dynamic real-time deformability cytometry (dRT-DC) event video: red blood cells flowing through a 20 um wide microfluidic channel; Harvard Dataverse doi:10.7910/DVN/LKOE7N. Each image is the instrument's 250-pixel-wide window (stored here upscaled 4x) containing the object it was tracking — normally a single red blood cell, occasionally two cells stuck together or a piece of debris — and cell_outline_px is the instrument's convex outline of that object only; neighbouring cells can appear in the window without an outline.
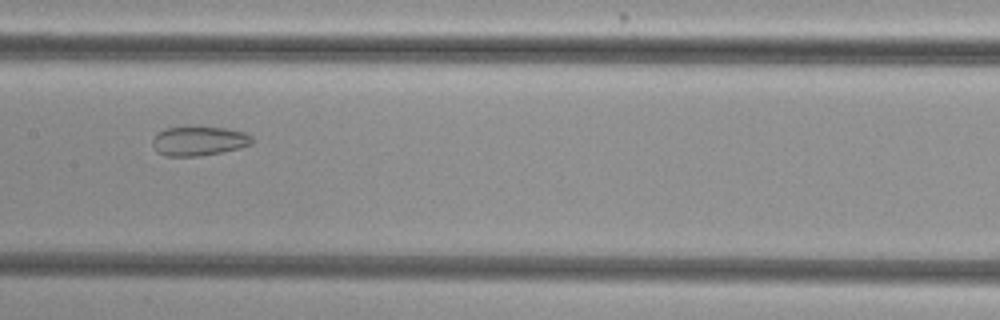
{"species": "common noctule bat (a hibernating species)", "species_latin": "Nyctalus noctula", "temperature_condition": "cold", "stored_images_in_passage": 12, "camera_frame_rate_fps": 3000, "um_per_image_px": 0.085, "animal": {"sex": "female", "body_mass_g": 29.2, "forearm_length_mm": 56.3}, "frame": {"image": 1, "passage_image": 10, "time_ms": 3.0, "image_size_px": [1000, 320], "cell_outline_px": [[252, 144], [240, 148], [200, 156], [164, 156], [156, 152], [152, 144], [152, 140], [164, 128], [196, 124], [224, 128], [244, 132], [252, 136]], "centroid_in_image_um": [16.88, 11.95], "position_along_channel_um": 190.5, "area_um2": 17.57}}
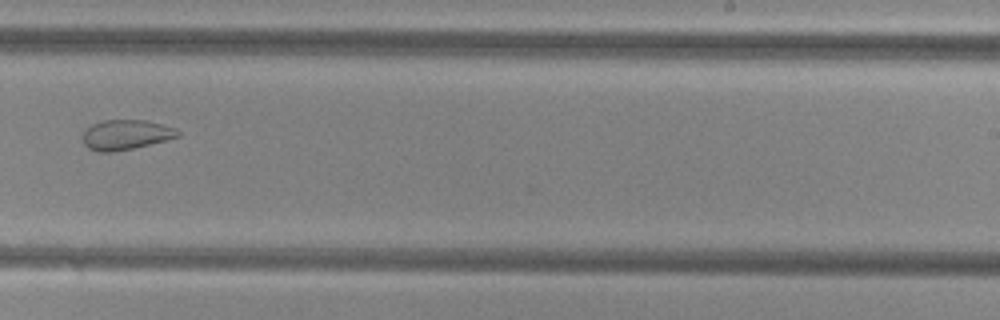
{"frame": {"image": 2, "passage_image": 12, "time_ms": 3.667, "image_size_px": [1000, 320], "cell_outline_px": [[180, 136], [132, 148], [112, 152], [100, 152], [88, 148], [84, 144], [84, 132], [92, 124], [104, 120], [144, 120], [176, 128], [180, 132]], "centroid_in_image_um": [10.7, 11.45], "position_along_channel_um": 278.3, "area_um2": 16.24}}